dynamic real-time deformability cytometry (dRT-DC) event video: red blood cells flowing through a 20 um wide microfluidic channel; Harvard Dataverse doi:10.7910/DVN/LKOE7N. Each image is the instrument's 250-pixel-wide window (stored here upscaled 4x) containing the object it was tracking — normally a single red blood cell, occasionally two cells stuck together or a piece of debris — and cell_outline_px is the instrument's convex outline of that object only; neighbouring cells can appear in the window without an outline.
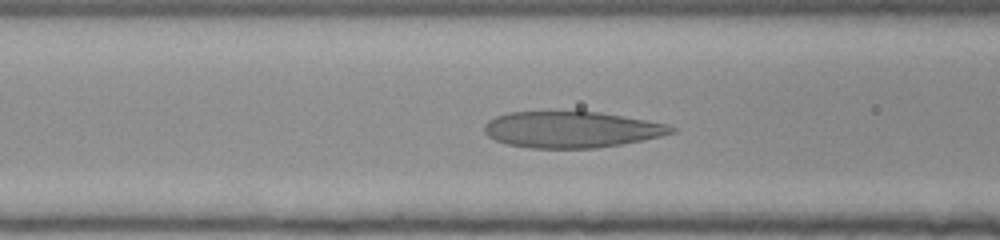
{"species": "human", "species_latin": "Homo sapiens", "temperature_condition": "room temperature", "stored_images_in_passage": 49, "camera_frame_rate_fps": 3000, "um_per_image_px": 0.085, "donor": {"sex": "female"}, "frame": {"image": 1, "passage_image": 18, "time_ms": 5.667, "image_size_px": [1000, 240], "cell_outline_px": [[676, 132], [660, 136], [620, 144], [596, 148], [528, 148], [508, 144], [496, 140], [488, 136], [484, 132], [484, 124], [488, 120], [496, 116], [508, 112], [600, 112], [624, 116], [668, 124], [676, 128]], "centroid_in_image_um": [48.56, 11.01], "position_along_channel_um": 118.0, "area_um2": 39.36}}
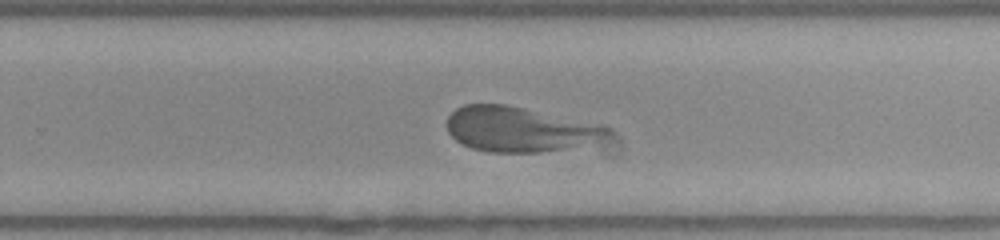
{"frame": {"image": 2, "passage_image": 31, "time_ms": 10.0, "image_size_px": [1000, 240], "cell_outline_px": [[608, 128], [604, 132], [576, 144], [560, 148], [540, 152], [492, 152], [472, 148], [456, 140], [448, 132], [448, 116], [456, 108], [464, 104], [504, 104], [524, 108]], "centroid_in_image_um": [43.84, 10.96], "position_along_channel_um": 286.0, "area_um2": 39.54}}
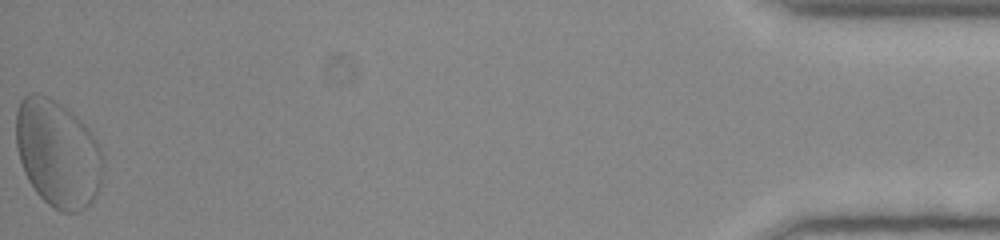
{"frame": {"image": 3, "passage_image": 49, "time_ms": 16.0, "image_size_px": [1000, 240], "cell_outline_px": [[104, 168], [100, 184], [92, 204], [76, 212], [60, 212], [52, 208], [36, 192], [28, 180], [24, 172], [20, 160], [16, 144], [16, 112], [20, 100], [28, 92], [40, 92], [64, 104], [84, 124], [100, 148], [104, 156]], "centroid_in_image_um": [4.9, 13.03], "position_along_channel_um": 430.3, "area_um2": 54.97}, "authors_computed_cell_mechanics": {"area_um2": 40.5178, "velocity_mm_per_s": 3.9005, "shape_relaxation_time_tau1_ms": 4.7458, "shape_relaxation_time_tau2_ms": 1.0451, "deformation_change_tau1": 0.1942, "deformation_change_tau2": 0.0767}}